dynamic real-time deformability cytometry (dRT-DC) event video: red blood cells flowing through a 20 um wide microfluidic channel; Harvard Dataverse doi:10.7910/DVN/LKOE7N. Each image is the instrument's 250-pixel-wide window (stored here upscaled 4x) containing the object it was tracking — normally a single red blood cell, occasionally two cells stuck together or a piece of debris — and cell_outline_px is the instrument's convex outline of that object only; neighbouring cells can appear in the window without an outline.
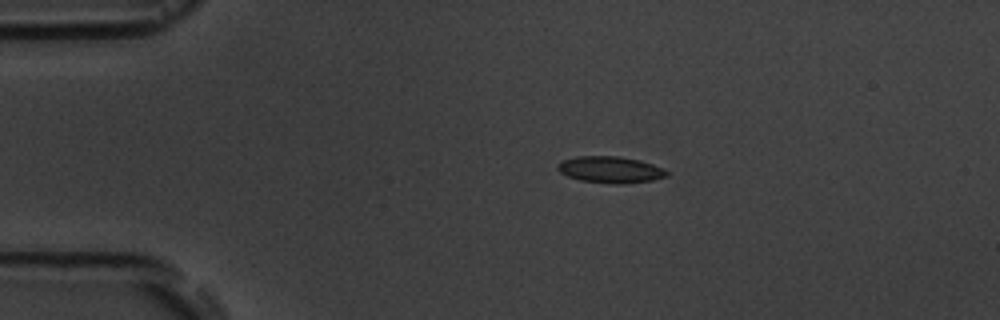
{"species": "common noctule bat (a hibernating species)", "species_latin": "Nyctalus noctula", "temperature_condition": "room temperature", "stored_images_in_passage": 5, "camera_frame_rate_fps": 3000, "um_per_image_px": 0.085, "animal": {"sex": "male", "body_mass_g": 19.5, "forearm_length_mm": 54.6}, "frame": {"image": 1, "passage_image": 1, "time_ms": 0.0, "image_size_px": [1000, 320], "cell_outline_px": [[668, 176], [652, 180], [620, 184], [616, 184], [580, 180], [568, 176], [560, 172], [556, 168], [564, 160], [576, 156], [620, 156], [640, 160], [664, 168], [668, 172]], "centroid_in_image_um": [51.91, 14.41], "position_along_channel_um": 33.1, "area_um2": 16.76}}
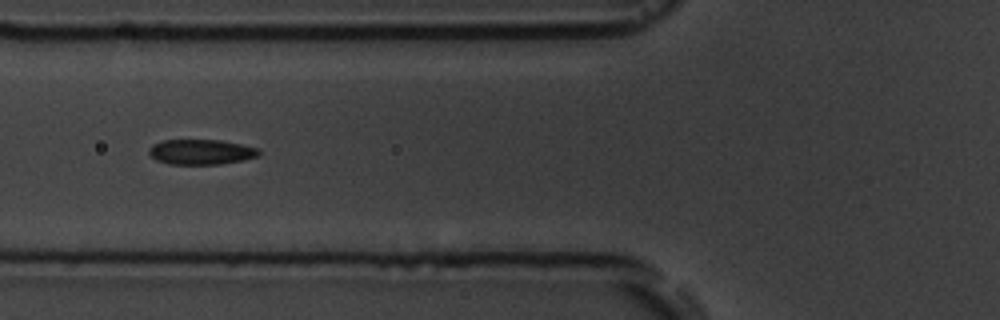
{"frame": {"image": 2, "passage_image": 4, "time_ms": 3.333, "image_size_px": [1000, 320], "cell_outline_px": [[260, 156], [244, 160], [220, 164], [168, 164], [156, 160], [148, 152], [148, 148], [152, 144], [164, 140], [220, 140], [260, 148]], "centroid_in_image_um": [17.11, 12.91], "position_along_channel_um": 108.7, "area_um2": 16.24}}
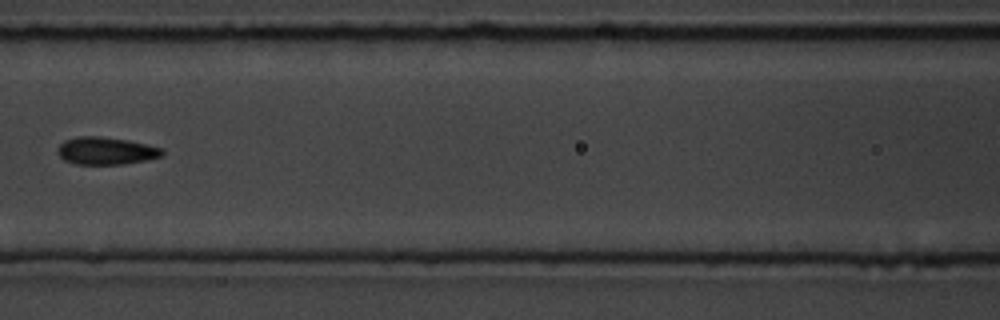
{"frame": {"image": 3, "passage_image": 5, "time_ms": 4.667, "image_size_px": [1000, 320], "cell_outline_px": [[164, 152], [160, 156], [148, 160], [120, 164], [76, 164], [64, 160], [56, 152], [60, 144], [64, 140], [80, 136], [96, 136], [128, 140], [164, 148]], "centroid_in_image_um": [9.0, 12.82], "position_along_channel_um": 157.6, "area_um2": 16.7}}